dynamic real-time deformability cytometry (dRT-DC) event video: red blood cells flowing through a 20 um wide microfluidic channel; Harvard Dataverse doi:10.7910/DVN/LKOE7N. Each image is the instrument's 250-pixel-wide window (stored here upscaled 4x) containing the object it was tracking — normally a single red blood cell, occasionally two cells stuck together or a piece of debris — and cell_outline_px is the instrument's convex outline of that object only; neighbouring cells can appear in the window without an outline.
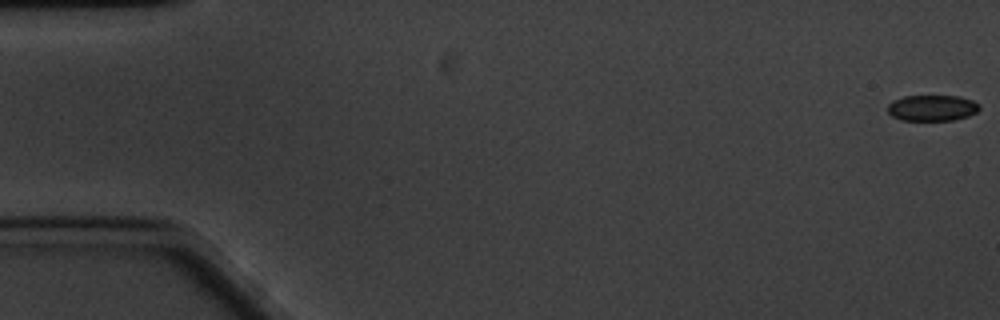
{"species": "common noctule bat (a hibernating species)", "species_latin": "Nyctalus noctula", "temperature_condition": "cold", "stored_images_in_passage": 61, "camera_frame_rate_fps": 3000, "um_per_image_px": 0.085, "animal": {"sex": "male", "body_mass_g": 20.1, "forearm_length_mm": 53.5}, "frame": {"image": 1, "passage_image": 1, "time_ms": 0.0, "image_size_px": [1000, 320], "cell_outline_px": [[980, 108], [976, 112], [968, 116], [952, 120], [900, 120], [892, 116], [888, 112], [888, 104], [892, 100], [904, 96], [960, 96], [972, 100], [980, 104]], "centroid_in_image_um": [79.23, 9.17], "position_along_channel_um": 5.8, "area_um2": 13.93}}
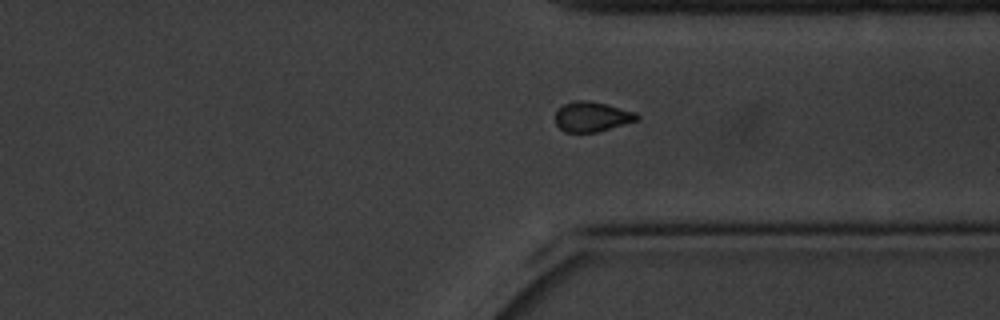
{"frame": {"image": 2, "passage_image": 46, "time_ms": 15.0, "image_size_px": [1000, 320], "cell_outline_px": [[640, 116], [636, 120], [596, 132], [564, 132], [556, 124], [556, 112], [564, 104], [572, 100], [584, 100], [604, 104], [636, 112]], "centroid_in_image_um": [50.28, 9.92], "position_along_channel_um": 361.1, "area_um2": 13.93}}
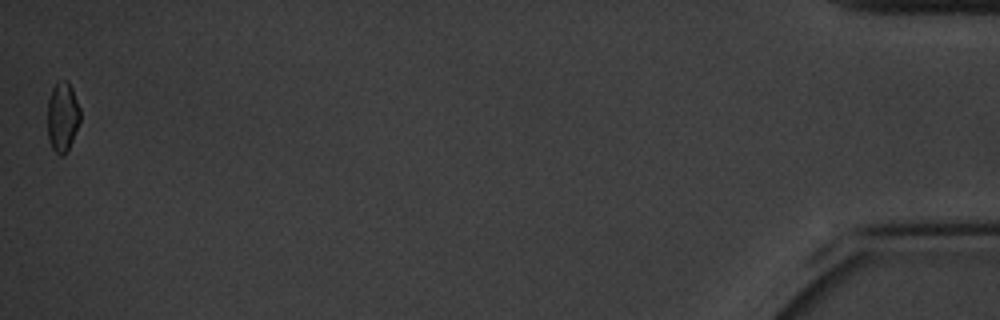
{"frame": {"image": 3, "passage_image": 61, "time_ms": 20.0, "image_size_px": [1000, 320], "cell_outline_px": [[80, 120], [72, 140], [64, 156], [60, 156], [52, 148], [48, 140], [48, 100], [52, 88], [60, 80], [68, 80], [72, 88], [80, 108]], "centroid_in_image_um": [5.31, 9.92], "position_along_channel_um": 429.9, "area_um2": 13.24}, "authors_computed_cell_mechanics": {"area_um2": 14.5078, "velocity_mm_per_s": 3.2845, "shape_relaxation_time_tau1_ms": 1.8562, "shape_relaxation_time_tau2_ms": 7.2168, "deformation_change_tau1": 0.0723, "deformation_change_tau2": 0.0835}}